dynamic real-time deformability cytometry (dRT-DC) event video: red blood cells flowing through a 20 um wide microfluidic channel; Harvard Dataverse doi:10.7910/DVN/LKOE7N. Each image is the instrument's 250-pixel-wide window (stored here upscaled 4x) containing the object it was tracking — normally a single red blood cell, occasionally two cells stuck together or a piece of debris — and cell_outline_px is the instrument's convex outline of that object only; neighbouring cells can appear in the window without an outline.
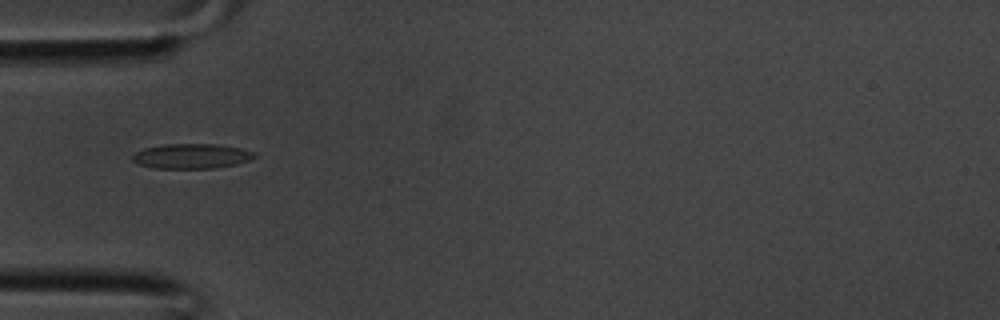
{"species": "common noctule bat (a hibernating species)", "species_latin": "Nyctalus noctula", "temperature_condition": "room temperature", "stored_images_in_passage": 28, "camera_frame_rate_fps": 3000, "um_per_image_px": 0.085, "animal": {"sex": "male", "body_mass_g": 20.1, "forearm_length_mm": 53.5}, "frame": {"image": 1, "passage_image": 3, "time_ms": 0.667, "image_size_px": [1000, 320], "cell_outline_px": [[256, 156], [248, 160], [236, 164], [216, 168], [156, 168], [140, 164], [132, 160], [132, 156], [136, 152], [144, 148], [164, 144], [216, 144], [240, 148], [256, 152]], "centroid_in_image_um": [16.3, 13.26], "position_along_channel_um": 68.7, "area_um2": 17.57}}
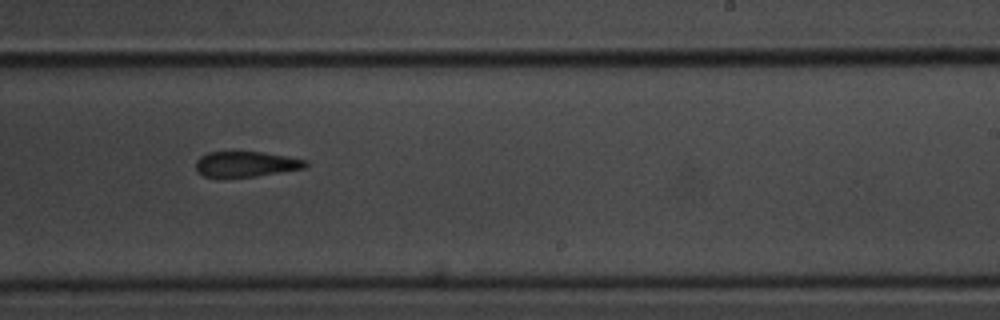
{"frame": {"image": 2, "passage_image": 14, "time_ms": 4.333, "image_size_px": [1000, 320], "cell_outline_px": [[308, 164], [304, 168], [256, 176], [204, 176], [196, 172], [196, 160], [200, 156], [208, 152], [260, 152], [288, 156], [308, 160]], "centroid_in_image_um": [20.91, 13.93], "position_along_channel_um": 268.1, "area_um2": 16.07}}
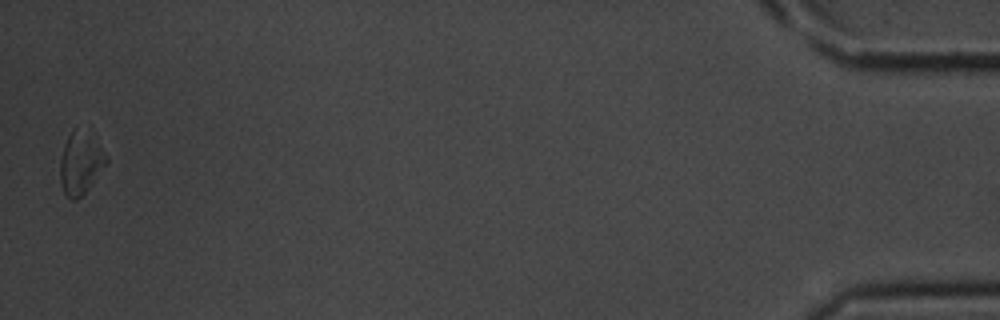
{"frame": {"image": 3, "passage_image": 28, "time_ms": 9.0, "image_size_px": [1000, 320], "cell_outline_px": [[108, 160], [88, 188], [76, 200], [72, 200], [64, 192], [60, 180], [60, 160], [64, 144], [72, 128], [100, 148], [108, 156]], "centroid_in_image_um": [6.79, 13.97], "position_along_channel_um": 428.4, "area_um2": 15.49}}